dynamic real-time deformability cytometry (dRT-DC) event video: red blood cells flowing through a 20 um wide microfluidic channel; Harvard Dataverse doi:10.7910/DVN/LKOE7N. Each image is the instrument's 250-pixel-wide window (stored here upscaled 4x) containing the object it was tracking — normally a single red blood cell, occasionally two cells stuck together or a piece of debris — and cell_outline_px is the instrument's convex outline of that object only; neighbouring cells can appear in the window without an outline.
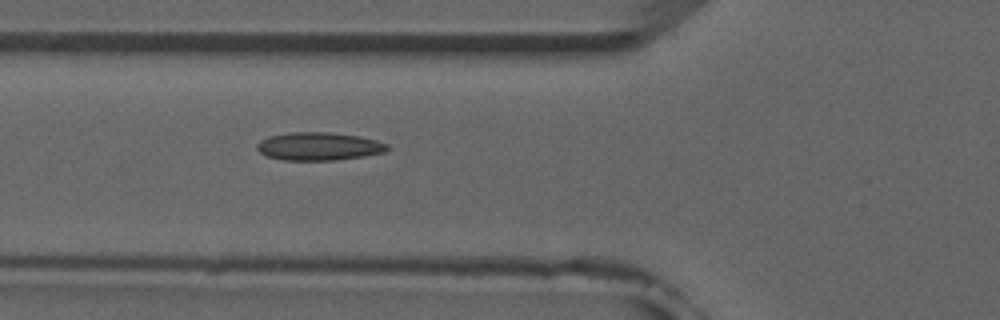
{"species": "common noctule bat (a hibernating species)", "species_latin": "Nyctalus noctula", "temperature_condition": "room temperature", "stored_images_in_passage": 36, "camera_frame_rate_fps": 3000, "um_per_image_px": 0.085, "animal": {"sex": "male", "forearm_length_mm": 52.5}, "frame": {"image": 1, "passage_image": 6, "time_ms": 1.667, "image_size_px": [1000, 320], "cell_outline_px": [[388, 148], [384, 152], [364, 156], [336, 160], [284, 160], [268, 156], [260, 152], [256, 148], [256, 144], [260, 140], [268, 136], [288, 132], [328, 132], [360, 136], [376, 140], [388, 144]], "centroid_in_image_um": [27.08, 12.43], "position_along_channel_um": 98.7, "area_um2": 21.33}, "authors_computed_cell_mechanics": {"area_um2": 20.2011, "velocity_mm_per_s": 3.9327, "shape_relaxation_time_tau1_ms": null, "shape_relaxation_time_tau2_ms": 2.1684, "deformation_change_tau1": null, "deformation_change_tau2": 0.0922}}